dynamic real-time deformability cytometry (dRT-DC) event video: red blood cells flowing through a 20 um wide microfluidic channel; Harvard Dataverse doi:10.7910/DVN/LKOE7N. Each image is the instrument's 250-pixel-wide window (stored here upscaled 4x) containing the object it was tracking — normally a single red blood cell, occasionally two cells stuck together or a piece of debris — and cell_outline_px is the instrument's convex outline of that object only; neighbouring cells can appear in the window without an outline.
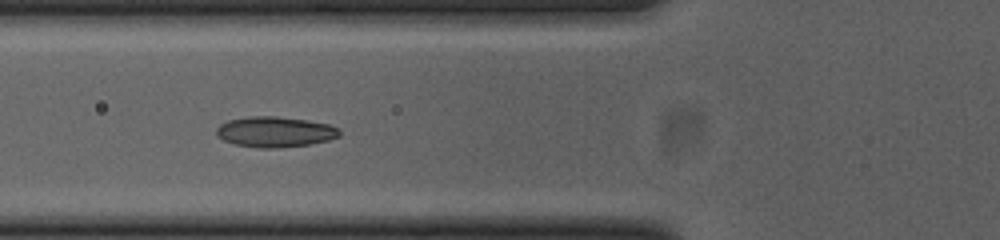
{"species": "common noctule bat (a hibernating species)", "species_latin": "Nyctalus noctula", "temperature_condition": "cold", "stored_images_in_passage": 16, "camera_frame_rate_fps": 3000, "um_per_image_px": 0.085, "animal": {"sex": "female", "body_mass_g": 23.0, "forearm_length_mm": 53.4}, "frame": {"image": 1, "passage_image": 7, "time_ms": 2.0, "image_size_px": [1000, 240], "cell_outline_px": [[340, 136], [328, 140], [308, 144], [276, 148], [260, 148], [236, 144], [224, 140], [216, 136], [216, 128], [220, 124], [228, 120], [248, 116], [276, 116], [308, 120], [328, 124], [340, 128]], "centroid_in_image_um": [23.37, 11.2], "position_along_channel_um": 102.4, "area_um2": 21.91}}
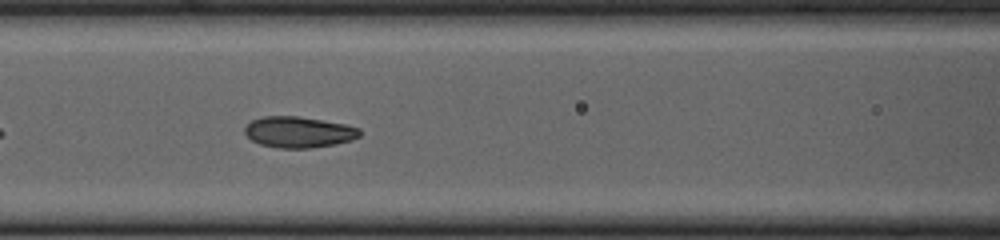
{"frame": {"image": 2, "passage_image": 10, "time_ms": 3.0, "image_size_px": [1000, 240], "cell_outline_px": [[360, 136], [352, 140], [336, 144], [308, 148], [280, 148], [260, 144], [252, 140], [244, 132], [244, 128], [252, 120], [264, 116], [300, 116], [344, 124], [360, 128]], "centroid_in_image_um": [25.4, 11.22], "position_along_channel_um": 141.2, "area_um2": 20.75}}
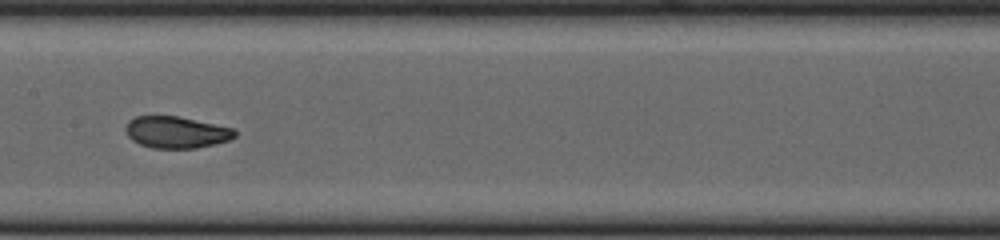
{"frame": {"image": 3, "passage_image": 14, "time_ms": 4.333, "image_size_px": [1000, 240], "cell_outline_px": [[236, 136], [228, 140], [196, 148], [152, 148], [140, 144], [132, 140], [128, 136], [128, 120], [136, 116], [180, 116], [236, 128]], "centroid_in_image_um": [15.03, 11.23], "position_along_channel_um": 192.4, "area_um2": 20.11}}